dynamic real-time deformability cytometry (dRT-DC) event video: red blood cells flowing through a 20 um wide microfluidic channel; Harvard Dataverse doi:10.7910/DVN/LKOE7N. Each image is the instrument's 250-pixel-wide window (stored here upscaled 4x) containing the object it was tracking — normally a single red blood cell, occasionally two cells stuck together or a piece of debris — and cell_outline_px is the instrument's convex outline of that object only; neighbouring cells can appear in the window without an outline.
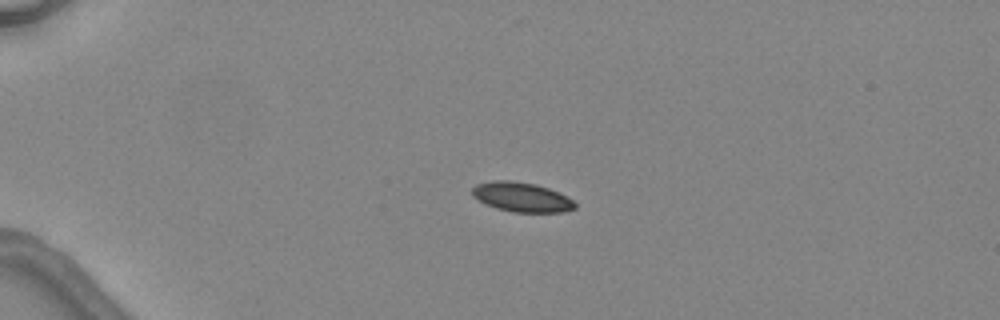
{"species": "common noctule bat (a hibernating species)", "species_latin": "Nyctalus noctula", "temperature_condition": "warm", "stored_images_in_passage": 2, "camera_frame_rate_fps": 3000, "um_per_image_px": 0.085, "animal": {"sex": "female", "body_mass_g": 24.6, "forearm_length_mm": 56.2}, "frame": {"image": 1, "passage_image": 1, "time_ms": 0.0, "image_size_px": [1000, 320], "cell_outline_px": [[576, 208], [564, 212], [512, 212], [496, 208], [484, 204], [472, 196], [472, 188], [476, 184], [492, 180], [512, 180], [536, 184], [548, 188], [572, 200], [576, 204]], "centroid_in_image_um": [44.29, 16.75], "position_along_channel_um": 40.7, "area_um2": 17.74}}